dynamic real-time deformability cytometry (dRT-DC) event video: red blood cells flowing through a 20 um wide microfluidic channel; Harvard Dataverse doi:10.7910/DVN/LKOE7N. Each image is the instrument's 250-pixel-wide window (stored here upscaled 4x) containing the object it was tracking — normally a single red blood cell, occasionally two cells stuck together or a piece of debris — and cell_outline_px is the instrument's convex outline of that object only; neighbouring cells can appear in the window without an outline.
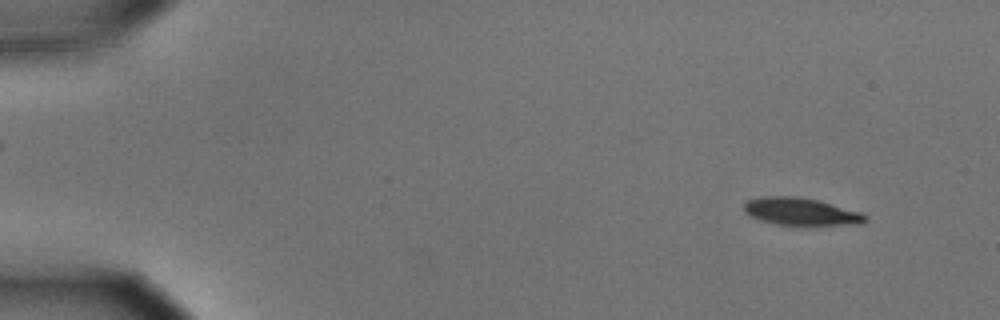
{"species": "common noctule bat (a hibernating species)", "species_latin": "Nyctalus noctula", "temperature_condition": "cold", "stored_images_in_passage": 56, "camera_frame_rate_fps": 3000, "um_per_image_px": 0.085, "animal": {"sex": "male", "body_mass_g": 15.6}, "frame": {"image": 1, "passage_image": 5, "time_ms": 1.333, "image_size_px": [1000, 320], "cell_outline_px": [[868, 216], [860, 224], [776, 224], [760, 220], [744, 212], [744, 204], [748, 200], [760, 196], [800, 196], [816, 200], [860, 212]], "centroid_in_image_um": [68.01, 17.96], "position_along_channel_um": 17.0, "area_um2": 18.9}}
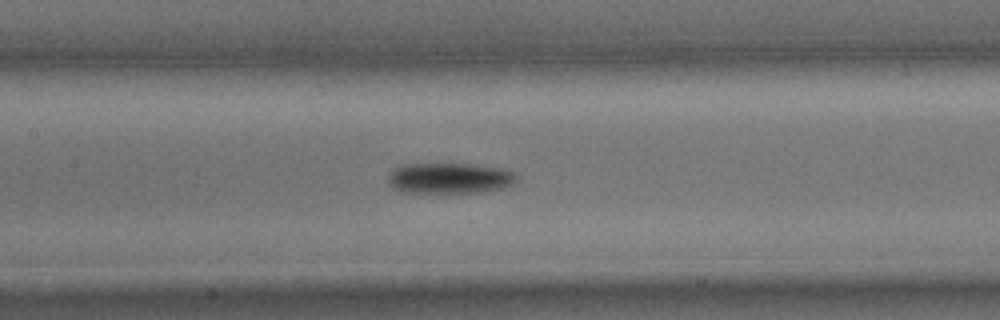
{"frame": {"image": 2, "passage_image": 27, "time_ms": 8.667, "image_size_px": [1000, 320], "cell_outline_px": [[516, 180], [512, 184], [500, 188], [484, 192], [400, 192], [392, 188], [388, 184], [388, 172], [392, 168], [400, 164], [472, 164], [508, 168], [516, 172]], "centroid_in_image_um": [38.18, 15.13], "position_along_channel_um": 169.2, "area_um2": 23.41}}
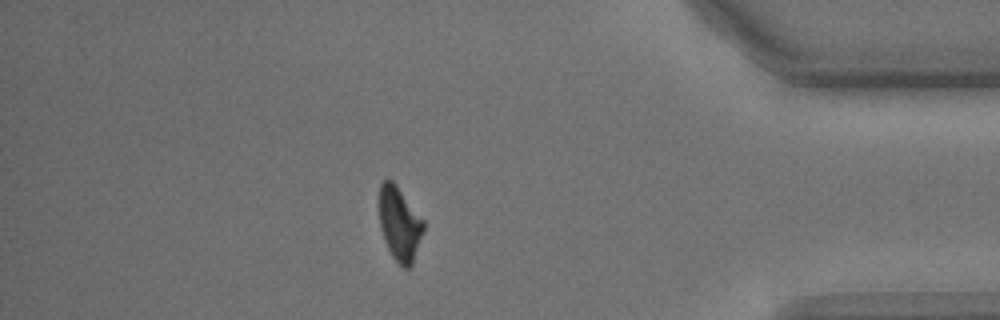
{"frame": {"image": 3, "passage_image": 49, "time_ms": 16.0, "image_size_px": [1000, 320], "cell_outline_px": [[424, 228], [412, 264], [408, 268], [404, 268], [392, 256], [384, 240], [380, 224], [380, 184], [384, 180], [392, 180], [396, 184], [424, 220]], "centroid_in_image_um": [33.97, 19.01], "position_along_channel_um": 401.2, "area_um2": 18.73}, "authors_computed_cell_mechanics": {"area_um2": 20.8947, "velocity_mm_per_s": 3.5973, "shape_relaxation_time_tau1_ms": 4.35, "shape_relaxation_time_tau2_ms": null, "deformation_change_tau1": 0.1567, "deformation_change_tau2": null}}